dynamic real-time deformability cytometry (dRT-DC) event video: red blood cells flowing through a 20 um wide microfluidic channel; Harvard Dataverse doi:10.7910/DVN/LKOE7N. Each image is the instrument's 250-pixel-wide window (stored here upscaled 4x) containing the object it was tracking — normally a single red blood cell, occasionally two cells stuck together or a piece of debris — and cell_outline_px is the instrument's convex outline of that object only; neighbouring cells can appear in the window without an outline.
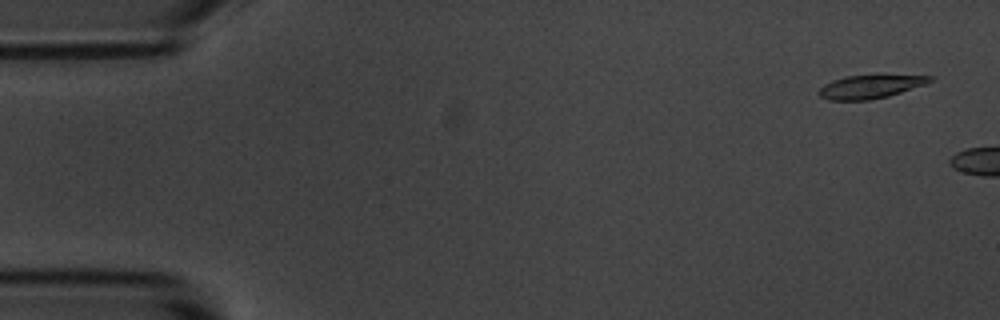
{"species": "common noctule bat (a hibernating species)", "species_latin": "Nyctalus noctula", "temperature_condition": "room temperature", "stored_images_in_passage": 6, "camera_frame_rate_fps": 3000, "um_per_image_px": 0.085, "animal": {"sex": "male", "body_mass_g": 20.1, "forearm_length_mm": 53.5}, "frame": {"image": 1, "passage_image": 3, "time_ms": 0.667, "image_size_px": [1000, 320], "cell_outline_px": [[932, 80], [928, 84], [888, 96], [868, 100], [828, 100], [820, 96], [816, 92], [824, 84], [832, 80], [844, 76], [880, 72], [932, 76]], "centroid_in_image_um": [74.02, 7.3], "position_along_channel_um": 11.0, "area_um2": 16.18}}